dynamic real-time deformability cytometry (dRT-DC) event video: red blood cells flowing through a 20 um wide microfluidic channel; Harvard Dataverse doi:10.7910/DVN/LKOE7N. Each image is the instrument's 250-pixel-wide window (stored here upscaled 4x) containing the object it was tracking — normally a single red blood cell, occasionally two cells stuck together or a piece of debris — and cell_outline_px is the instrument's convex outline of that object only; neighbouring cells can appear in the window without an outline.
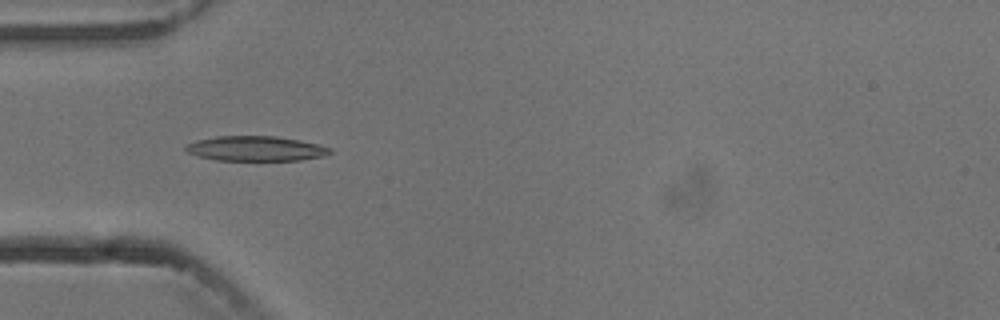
{"species": "common noctule bat (a hibernating species)", "species_latin": "Nyctalus noctula", "temperature_condition": "cold", "stored_images_in_passage": 6, "camera_frame_rate_fps": 3000, "um_per_image_px": 0.085, "animal": {"sex": "male", "body_mass_g": 13.3}, "frame": {"image": 1, "passage_image": 2, "time_ms": 1.0, "image_size_px": [1000, 320], "cell_outline_px": [[332, 152], [324, 156], [300, 160], [216, 160], [200, 156], [188, 152], [184, 148], [188, 144], [196, 140], [216, 136], [276, 136], [316, 144], [332, 148]], "centroid_in_image_um": [21.74, 12.63], "position_along_channel_um": 63.3, "area_um2": 20.69}}
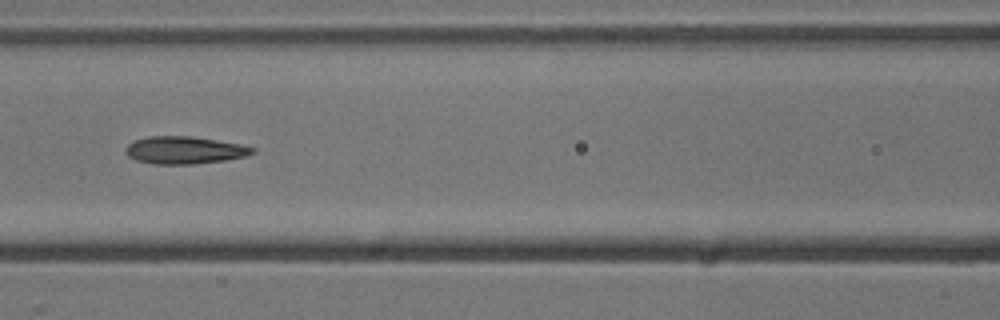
{"frame": {"image": 2, "passage_image": 4, "time_ms": 3.333, "image_size_px": [1000, 320], "cell_outline_px": [[256, 152], [244, 156], [224, 160], [192, 164], [152, 164], [136, 160], [128, 156], [124, 152], [124, 148], [128, 144], [136, 140], [148, 136], [192, 136], [240, 144], [256, 148]], "centroid_in_image_um": [15.65, 12.76], "position_along_channel_um": 151.0, "area_um2": 20.29}}
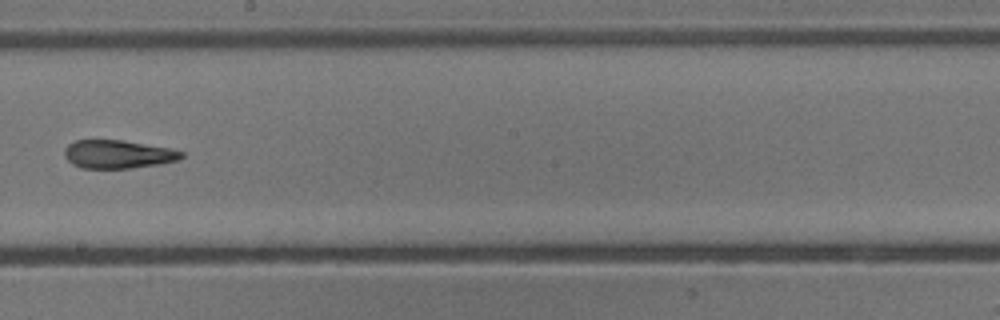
{"frame": {"image": 3, "passage_image": 6, "time_ms": 5.667, "image_size_px": [1000, 320], "cell_outline_px": [[184, 156], [180, 160], [160, 164], [128, 168], [80, 168], [72, 164], [64, 156], [64, 148], [68, 144], [76, 140], [124, 140], [172, 148], [184, 152]], "centroid_in_image_um": [10.05, 13.1], "position_along_channel_um": 238.2, "area_um2": 19.54}}